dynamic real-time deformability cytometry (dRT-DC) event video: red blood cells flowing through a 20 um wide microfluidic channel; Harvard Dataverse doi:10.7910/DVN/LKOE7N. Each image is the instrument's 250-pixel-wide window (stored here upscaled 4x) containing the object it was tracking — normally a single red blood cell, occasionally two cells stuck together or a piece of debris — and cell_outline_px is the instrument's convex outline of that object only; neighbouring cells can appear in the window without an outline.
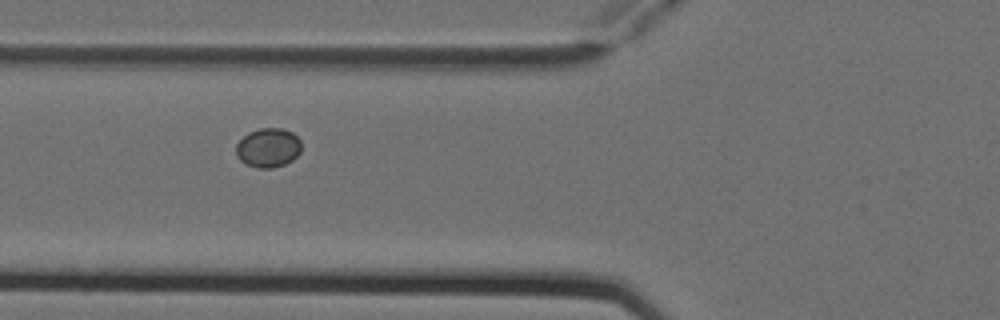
{"species": "Egyptian fruit bat (a non-hibernating species)", "species_latin": "Rousettus aegyptiacus", "temperature_condition": "cold", "stored_images_in_passage": 3, "camera_frame_rate_fps": 3000, "um_per_image_px": 0.085, "animal": {"sex": "female"}, "frame": {"image": 1, "passage_image": 3, "time_ms": 0.667, "image_size_px": [1000, 320], "cell_outline_px": [[300, 152], [292, 160], [284, 164], [272, 168], [256, 168], [244, 164], [236, 156], [236, 144], [248, 132], [260, 128], [280, 128], [292, 132], [300, 140]], "centroid_in_image_um": [22.77, 12.56], "position_along_channel_um": 103.0, "area_um2": 14.97}}